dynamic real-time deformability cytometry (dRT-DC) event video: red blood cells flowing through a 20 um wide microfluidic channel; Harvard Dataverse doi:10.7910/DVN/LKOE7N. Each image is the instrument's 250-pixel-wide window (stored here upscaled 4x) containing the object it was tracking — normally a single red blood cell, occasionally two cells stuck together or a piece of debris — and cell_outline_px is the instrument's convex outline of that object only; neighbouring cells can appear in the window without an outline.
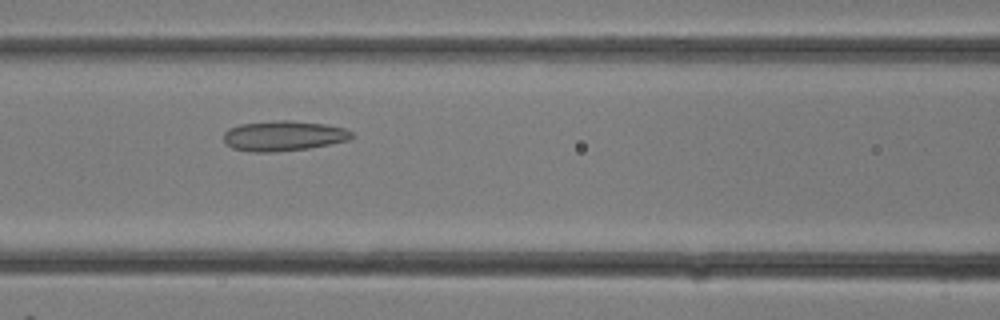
{"species": "common noctule bat (a hibernating species)", "species_latin": "Nyctalus noctula", "temperature_condition": "room temperature", "stored_images_in_passage": 27, "camera_frame_rate_fps": 3000, "um_per_image_px": 0.085, "animal": {"sex": "female"}, "frame": {"image": 1, "passage_image": 12, "time_ms": 3.667, "image_size_px": [1000, 320], "cell_outline_px": [[356, 136], [348, 140], [308, 148], [276, 152], [248, 152], [232, 148], [224, 140], [224, 132], [228, 128], [240, 124], [276, 120], [288, 120], [324, 124], [344, 128], [352, 132]], "centroid_in_image_um": [24.08, 11.55], "position_along_channel_um": 142.5, "area_um2": 22.54}}
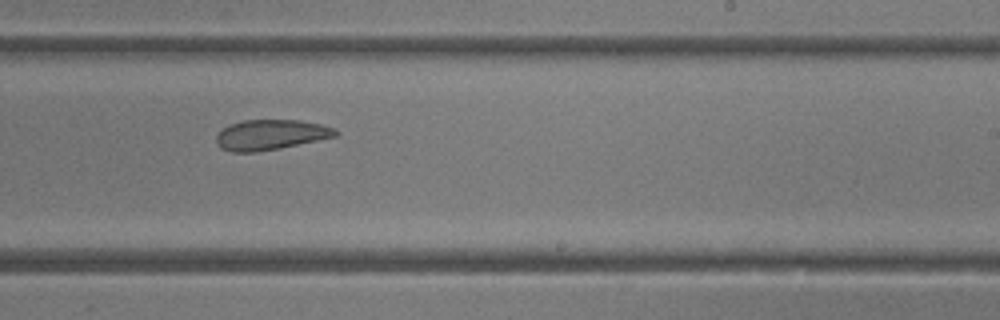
{"frame": {"image": 2, "passage_image": 17, "time_ms": 5.333, "image_size_px": [1000, 320], "cell_outline_px": [[340, 132], [336, 136], [280, 148], [256, 152], [232, 152], [220, 148], [216, 144], [216, 136], [224, 128], [232, 124], [244, 120], [300, 120], [320, 124], [336, 128]], "centroid_in_image_um": [23.02, 11.46], "position_along_channel_um": 266.0, "area_um2": 20.92}}
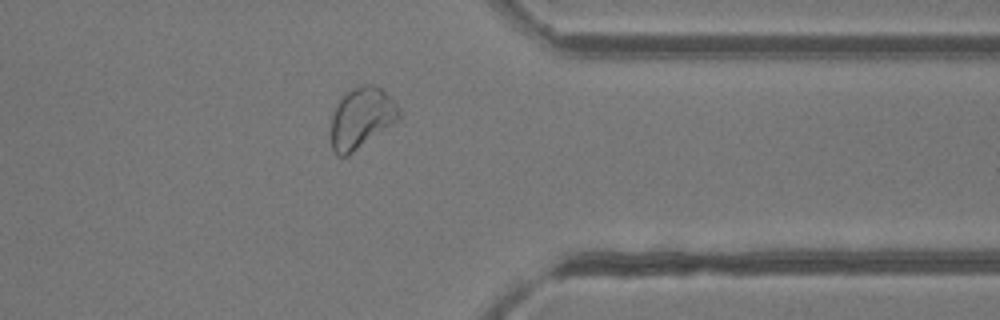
{"frame": {"image": 3, "passage_image": 22, "time_ms": 7.0, "image_size_px": [1000, 320], "cell_outline_px": [[400, 120], [348, 156], [336, 156], [332, 152], [332, 116], [340, 100], [352, 88], [364, 84], [372, 84], [380, 88], [396, 104], [400, 112]], "centroid_in_image_um": [30.74, 10.06], "position_along_channel_um": 380.7, "area_um2": 23.93}}